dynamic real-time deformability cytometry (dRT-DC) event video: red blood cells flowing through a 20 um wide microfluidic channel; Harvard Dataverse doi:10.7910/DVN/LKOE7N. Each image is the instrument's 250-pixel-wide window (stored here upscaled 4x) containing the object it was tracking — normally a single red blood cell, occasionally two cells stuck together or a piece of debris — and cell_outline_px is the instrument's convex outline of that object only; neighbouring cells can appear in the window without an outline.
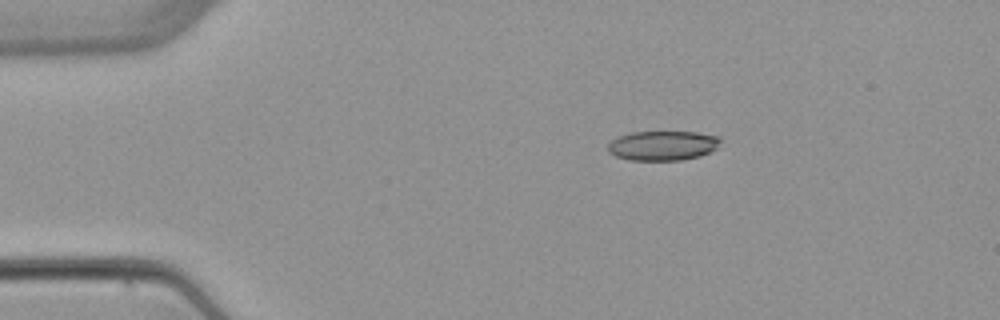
{"species": "common noctule bat (a hibernating species)", "species_latin": "Nyctalus noctula", "temperature_condition": "warm", "stored_images_in_passage": 3, "camera_frame_rate_fps": 3000, "um_per_image_px": 0.085, "animal": {"sex": "female", "body_mass_g": 22.7, "forearm_length_mm": 54.2}, "frame": {"image": 1, "passage_image": 2, "time_ms": 2.0, "image_size_px": [1000, 320], "cell_outline_px": [[720, 140], [716, 148], [700, 156], [680, 160], [628, 160], [616, 156], [608, 152], [608, 144], [616, 136], [632, 132], [696, 132], [720, 136]], "centroid_in_image_um": [56.3, 12.37], "position_along_channel_um": 28.7, "area_um2": 19.42}}